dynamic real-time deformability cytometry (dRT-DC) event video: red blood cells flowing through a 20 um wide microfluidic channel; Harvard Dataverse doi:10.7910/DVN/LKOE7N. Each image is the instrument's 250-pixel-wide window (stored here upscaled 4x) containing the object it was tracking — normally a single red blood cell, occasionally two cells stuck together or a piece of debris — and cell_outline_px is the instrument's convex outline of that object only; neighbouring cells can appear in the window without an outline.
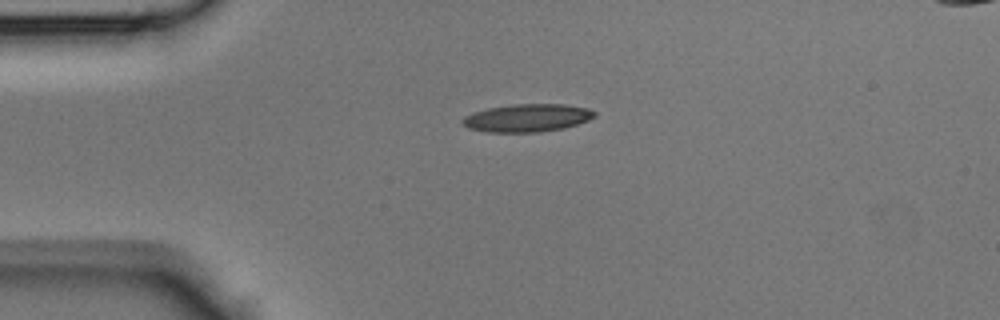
{"species": "Egyptian fruit bat (a non-hibernating species)", "species_latin": "Rousettus aegyptiacus", "temperature_condition": "room temperature", "stored_images_in_passage": 34, "camera_frame_rate_fps": 3000, "um_per_image_px": 0.085, "animal": {"sex": "male"}, "frame": {"image": 1, "passage_image": 1, "time_ms": 0.0, "image_size_px": [1000, 320], "cell_outline_px": [[596, 116], [588, 120], [564, 128], [540, 132], [484, 132], [468, 128], [460, 120], [464, 116], [472, 112], [488, 108], [512, 104], [564, 104], [588, 108], [596, 112]], "centroid_in_image_um": [44.79, 10.02], "position_along_channel_um": 40.2, "area_um2": 21.56}}
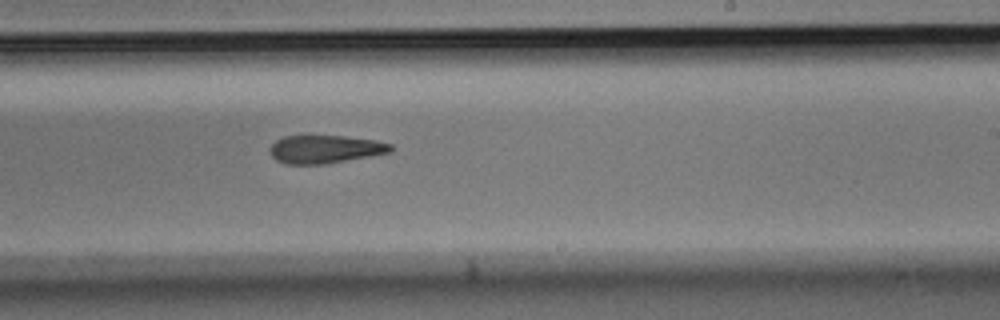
{"frame": {"image": 2, "passage_image": 17, "time_ms": 5.333, "image_size_px": [1000, 320], "cell_outline_px": [[392, 152], [324, 164], [284, 164], [276, 160], [268, 152], [268, 148], [276, 140], [284, 136], [344, 136], [376, 140], [392, 144]], "centroid_in_image_um": [27.6, 12.68], "position_along_channel_um": 261.4, "area_um2": 19.83}}
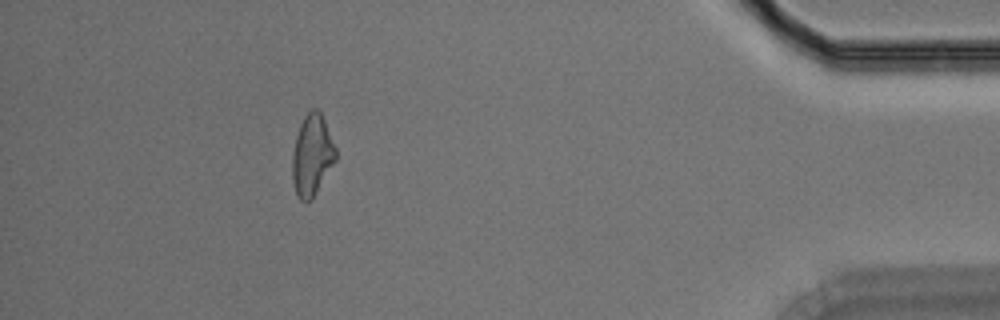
{"frame": {"image": 3, "passage_image": 30, "time_ms": 9.667, "image_size_px": [1000, 320], "cell_outline_px": [[336, 160], [312, 200], [300, 200], [296, 196], [292, 180], [292, 152], [296, 136], [300, 124], [304, 116], [312, 108], [316, 108], [320, 112], [324, 120], [336, 148]], "centroid_in_image_um": [26.51, 13.21], "position_along_channel_um": 408.7, "area_um2": 20.58}}